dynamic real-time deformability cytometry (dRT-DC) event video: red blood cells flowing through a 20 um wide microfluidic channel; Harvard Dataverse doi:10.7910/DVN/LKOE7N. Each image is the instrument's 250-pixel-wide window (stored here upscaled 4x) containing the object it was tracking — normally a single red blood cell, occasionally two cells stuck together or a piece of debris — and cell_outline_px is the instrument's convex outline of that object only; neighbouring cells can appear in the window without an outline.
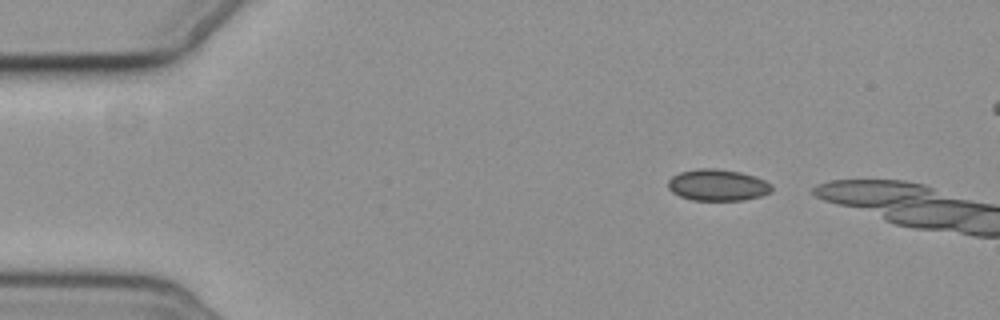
{"species": "common noctule bat (a hibernating species)", "species_latin": "Nyctalus noctula", "temperature_condition": "cold", "stored_images_in_passage": 3, "camera_frame_rate_fps": 3000, "um_per_image_px": 0.085, "animal": {"sex": "female", "body_mass_g": 19.3, "forearm_length_mm": 54.1}, "frame": {"image": 1, "passage_image": 1, "time_ms": 0.0, "image_size_px": [1000, 320], "cell_outline_px": [[772, 192], [760, 196], [744, 200], [692, 200], [680, 196], [672, 192], [668, 188], [668, 180], [672, 176], [680, 172], [700, 168], [716, 168], [740, 172], [756, 176], [772, 184]], "centroid_in_image_um": [61.01, 15.73], "position_along_channel_um": 24.0, "area_um2": 19.13}}